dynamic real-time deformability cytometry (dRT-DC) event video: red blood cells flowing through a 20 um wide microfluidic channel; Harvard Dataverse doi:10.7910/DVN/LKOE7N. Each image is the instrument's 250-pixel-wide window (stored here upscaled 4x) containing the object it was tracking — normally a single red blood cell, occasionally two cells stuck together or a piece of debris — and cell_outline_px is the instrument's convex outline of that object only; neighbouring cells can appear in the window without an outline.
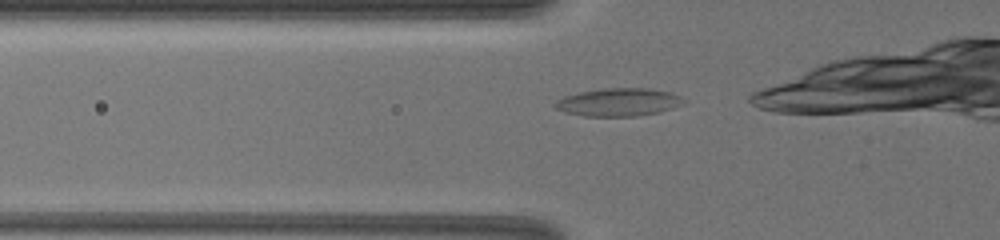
{"species": "common noctule bat (a hibernating species)", "species_latin": "Nyctalus noctula", "temperature_condition": "warm", "stored_images_in_passage": 18, "camera_frame_rate_fps": 3000, "um_per_image_px": 0.085, "animal": {"sex": "female", "body_mass_g": 19.5, "forearm_length_mm": 54.1}, "frame": {"image": 1, "passage_image": 2, "time_ms": 0.333, "image_size_px": [1000, 240], "cell_outline_px": [[684, 104], [660, 112], [636, 116], [584, 116], [564, 112], [556, 108], [552, 104], [556, 100], [564, 96], [580, 92], [600, 88], [648, 88], [668, 92], [680, 96]], "centroid_in_image_um": [52.53, 8.68], "position_along_channel_um": 73.3, "area_um2": 20.92}}
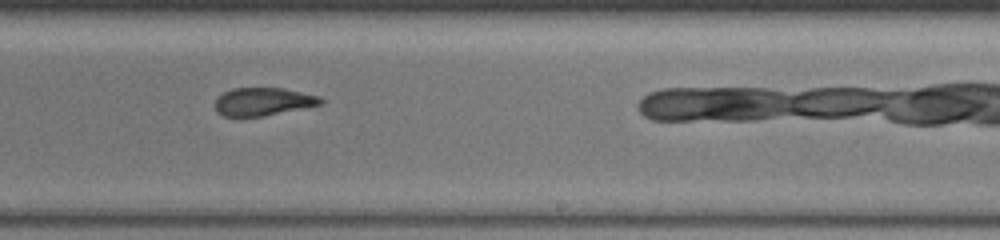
{"frame": {"image": 2, "passage_image": 10, "time_ms": 5.0, "image_size_px": [1000, 240], "cell_outline_px": [[324, 104], [264, 116], [240, 120], [224, 116], [216, 112], [216, 100], [224, 92], [232, 88], [284, 88], [320, 96], [324, 100]], "centroid_in_image_um": [22.36, 8.68], "position_along_channel_um": 266.6, "area_um2": 17.8}}
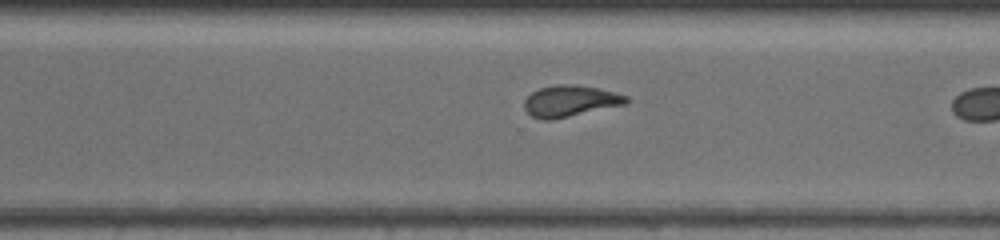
{"frame": {"image": 3, "passage_image": 13, "time_ms": 6.333, "image_size_px": [1000, 240], "cell_outline_px": [[628, 100], [624, 104], [552, 120], [544, 120], [532, 116], [524, 108], [524, 100], [532, 92], [540, 88], [552, 84], [572, 84], [596, 88], [628, 96]], "centroid_in_image_um": [48.41, 8.58], "position_along_channel_um": 322.2, "area_um2": 18.32}, "authors_computed_cell_mechanics": {"area_um2": 18.5827, "velocity_mm_per_s": 4.17, "shape_relaxation_time_tau1_ms": null, "shape_relaxation_time_tau2_ms": 1.8854, "deformation_change_tau1": null, "deformation_change_tau2": 0.0781}}